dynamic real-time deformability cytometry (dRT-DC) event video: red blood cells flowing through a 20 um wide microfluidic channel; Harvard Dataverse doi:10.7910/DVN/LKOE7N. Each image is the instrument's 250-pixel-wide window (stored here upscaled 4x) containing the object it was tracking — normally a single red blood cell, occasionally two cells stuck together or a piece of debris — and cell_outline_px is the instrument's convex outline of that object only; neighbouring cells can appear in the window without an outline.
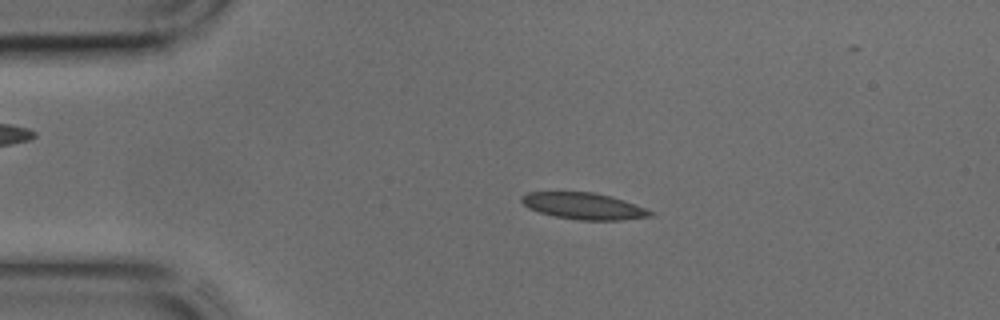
{"species": "common noctule bat (a hibernating species)", "species_latin": "Nyctalus noctula", "temperature_condition": "cold", "stored_images_in_passage": 43, "camera_frame_rate_fps": 3000, "um_per_image_px": 0.085, "animal": {"sex": "male", "body_mass_g": 17.9, "forearm_length_mm": 54.2}, "frame": {"image": 1, "passage_image": 8, "time_ms": 2.333, "image_size_px": [1000, 320], "cell_outline_px": [[656, 212], [652, 216], [620, 220], [580, 220], [556, 216], [540, 212], [528, 208], [520, 200], [520, 196], [528, 192], [596, 192], [624, 200]], "centroid_in_image_um": [49.63, 17.51], "position_along_channel_um": 35.4, "area_um2": 19.88}}
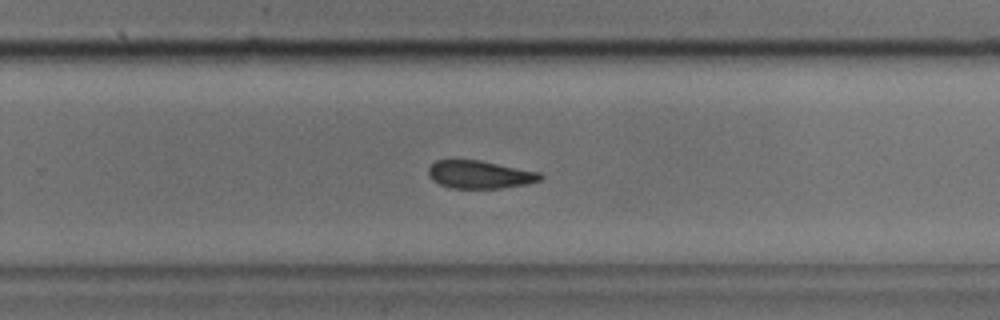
{"frame": {"image": 2, "passage_image": 27, "time_ms": 8.667, "image_size_px": [1000, 320], "cell_outline_px": [[544, 176], [540, 180], [524, 184], [500, 188], [452, 188], [440, 184], [432, 180], [428, 176], [428, 168], [436, 160], [480, 160], [540, 172]], "centroid_in_image_um": [40.76, 14.83], "position_along_channel_um": 289.0, "area_um2": 18.09}}
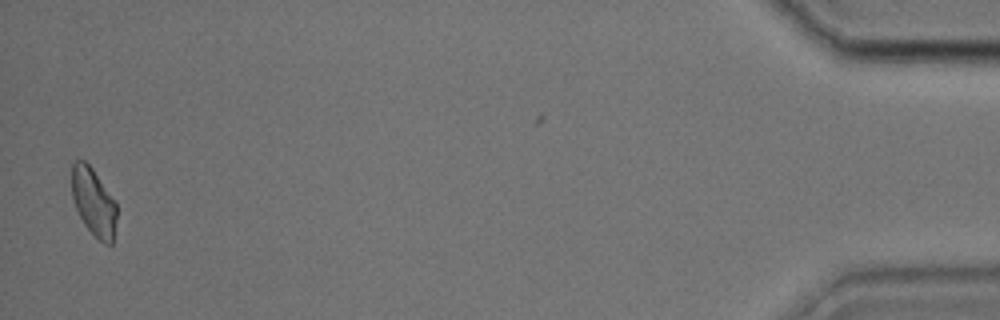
{"frame": {"image": 3, "passage_image": 42, "time_ms": 13.667, "image_size_px": [1000, 320], "cell_outline_px": [[116, 220], [112, 244], [104, 244], [84, 224], [76, 208], [72, 196], [72, 164], [76, 160], [84, 160], [92, 168], [116, 204]], "centroid_in_image_um": [7.94, 17.17], "position_along_channel_um": 427.3, "area_um2": 17.28}}